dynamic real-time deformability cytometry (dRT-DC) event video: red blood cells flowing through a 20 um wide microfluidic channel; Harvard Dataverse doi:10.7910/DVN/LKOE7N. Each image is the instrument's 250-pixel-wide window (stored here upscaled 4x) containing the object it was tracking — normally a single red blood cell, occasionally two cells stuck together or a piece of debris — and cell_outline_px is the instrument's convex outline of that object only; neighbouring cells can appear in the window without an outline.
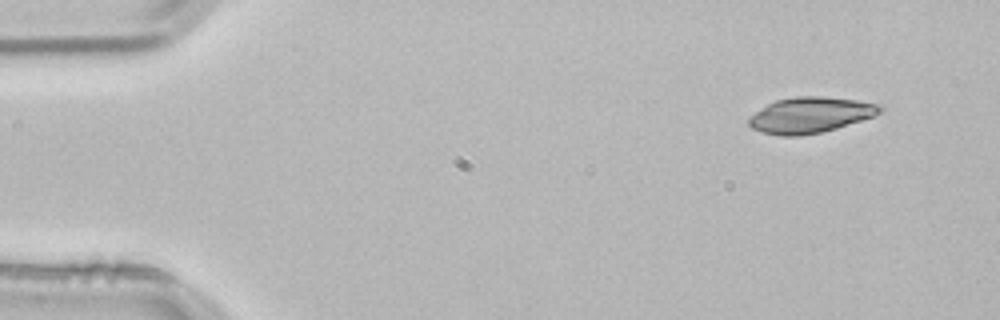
{"species": "common noctule bat (a hibernating species)", "species_latin": "Nyctalus noctula", "temperature_condition": "room temperature", "stored_images_in_passage": 3, "camera_frame_rate_fps": 3000, "um_per_image_px": 0.085, "animal": {"sex": "male", "body_mass_g": 21.5, "forearm_length_mm": 52.0}, "frame": {"image": 1, "passage_image": 1, "time_ms": 0.0, "image_size_px": [1000, 320], "cell_outline_px": [[884, 108], [876, 116], [836, 128], [820, 132], [800, 136], [780, 136], [764, 132], [752, 128], [748, 124], [748, 120], [756, 112], [768, 104], [776, 100], [796, 96], [824, 96], [856, 100], [884, 104]], "centroid_in_image_um": [68.94, 9.77], "position_along_channel_um": 16.1, "area_um2": 27.34}}
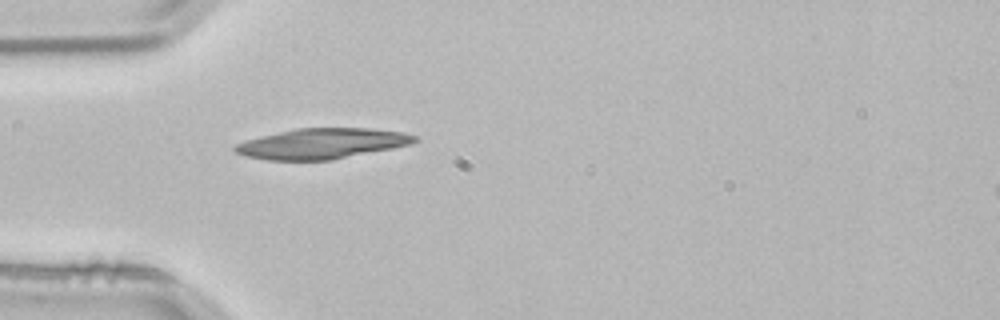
{"frame": {"image": 2, "passage_image": 3, "time_ms": 0.667, "image_size_px": [1000, 320], "cell_outline_px": [[420, 140], [412, 144], [332, 160], [268, 160], [244, 156], [236, 152], [232, 148], [236, 144], [244, 140], [260, 136], [296, 128], [372, 128], [404, 132], [416, 136]], "centroid_in_image_um": [27.37, 12.2], "position_along_channel_um": 57.6, "area_um2": 32.02}}